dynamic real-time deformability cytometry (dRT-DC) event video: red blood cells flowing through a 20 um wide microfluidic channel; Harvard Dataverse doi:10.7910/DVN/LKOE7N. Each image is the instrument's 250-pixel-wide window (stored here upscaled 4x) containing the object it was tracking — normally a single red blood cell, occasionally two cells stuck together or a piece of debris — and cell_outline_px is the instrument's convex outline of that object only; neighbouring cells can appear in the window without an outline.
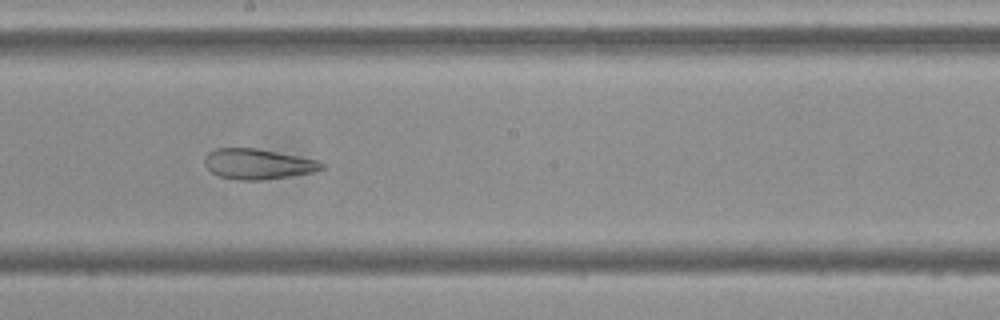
{"species": "Egyptian fruit bat (a non-hibernating species)", "species_latin": "Rousettus aegyptiacus", "temperature_condition": "cold", "stored_images_in_passage": 55, "camera_frame_rate_fps": 3000, "um_per_image_px": 0.085, "frame": {"image": 1, "passage_image": 30, "time_ms": 9.667, "image_size_px": [1000, 320], "cell_outline_px": [[324, 168], [316, 172], [260, 180], [240, 180], [220, 176], [212, 172], [204, 164], [204, 156], [208, 152], [216, 148], [256, 148], [316, 160], [324, 164]], "centroid_in_image_um": [21.89, 13.94], "position_along_channel_um": 226.3, "area_um2": 20.52}}
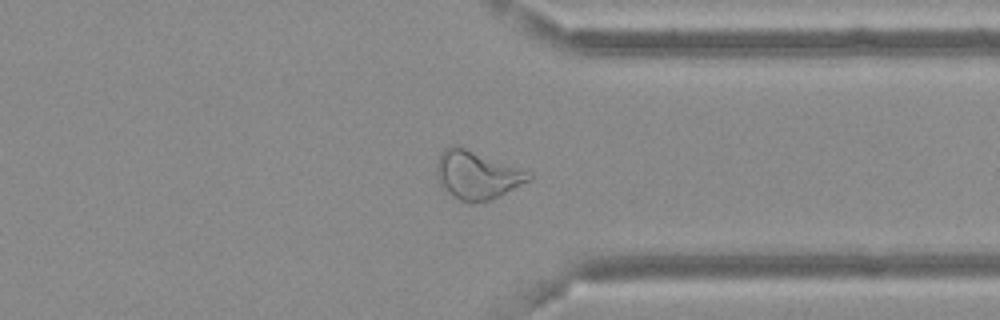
{"frame": {"image": 2, "passage_image": 42, "time_ms": 13.667, "image_size_px": [1000, 320], "cell_outline_px": [[532, 180], [488, 200], [460, 200], [444, 192], [440, 184], [436, 172], [436, 168], [440, 152], [444, 148], [452, 144], [456, 144], [516, 168], [532, 176]], "centroid_in_image_um": [40.44, 14.85], "position_along_channel_um": 371.0, "area_um2": 25.03}}
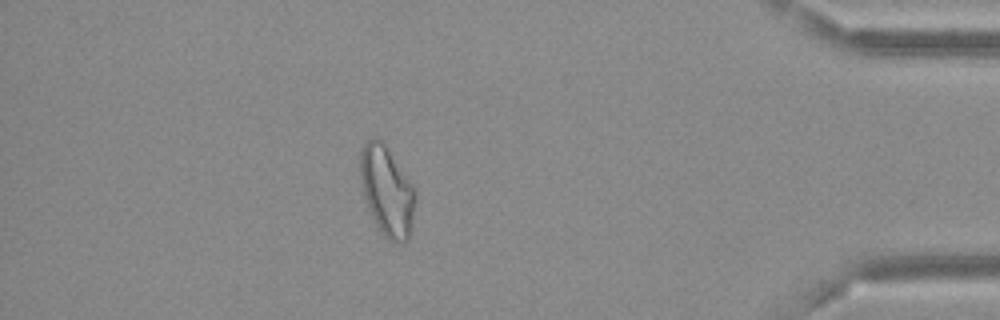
{"frame": {"image": 3, "passage_image": 48, "time_ms": 15.667, "image_size_px": [1000, 320], "cell_outline_px": [[416, 204], [412, 232], [408, 240], [400, 244], [396, 244], [388, 240], [380, 232], [368, 208], [364, 196], [360, 176], [360, 148], [372, 136], [376, 136], [384, 144], [416, 188]], "centroid_in_image_um": [32.92, 16.28], "position_along_channel_um": 402.3, "area_um2": 29.36}, "authors_computed_cell_mechanics": {"area_um2": 28.2642, "velocity_mm_per_s": 3.6563, "shape_relaxation_time_tau1_ms": null, "shape_relaxation_time_tau2_ms": 2.8498, "deformation_change_tau1": null, "deformation_change_tau2": 0.1064}}